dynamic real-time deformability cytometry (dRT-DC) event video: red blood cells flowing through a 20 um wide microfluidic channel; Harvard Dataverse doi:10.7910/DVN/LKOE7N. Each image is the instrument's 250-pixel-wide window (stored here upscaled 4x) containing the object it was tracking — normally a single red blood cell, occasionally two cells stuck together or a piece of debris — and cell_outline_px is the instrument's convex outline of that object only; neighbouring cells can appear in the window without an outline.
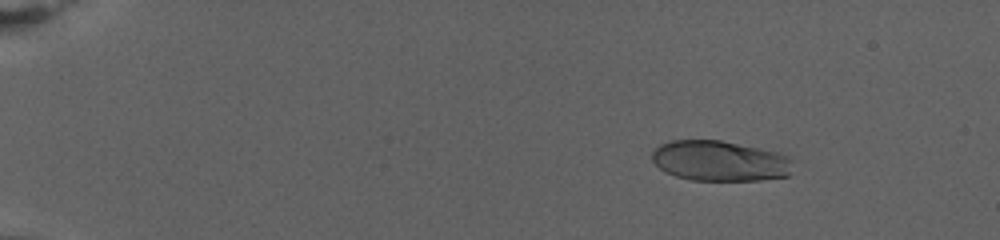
{"species": "human", "species_latin": "Homo sapiens", "temperature_condition": "warm", "stored_images_in_passage": 83, "camera_frame_rate_fps": 3000, "um_per_image_px": 0.085, "donor": {"sex": "female"}, "frame": {"image": 1, "passage_image": 13, "time_ms": 4.0, "image_size_px": [1000, 240], "cell_outline_px": [[792, 160], [788, 176], [760, 180], [692, 180], [676, 176], [664, 172], [652, 160], [652, 152], [660, 144], [672, 140], [720, 140], [776, 152], [788, 156]], "centroid_in_image_um": [61.15, 13.68], "position_along_channel_um": 23.8, "area_um2": 32.95}}
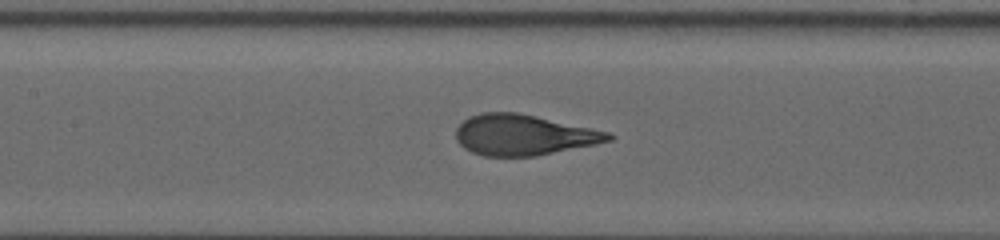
{"frame": {"image": 2, "passage_image": 43, "time_ms": 14.0, "image_size_px": [1000, 240], "cell_outline_px": [[616, 136], [612, 140], [596, 144], [536, 156], [484, 156], [472, 152], [464, 148], [456, 140], [456, 128], [468, 116], [480, 112], [516, 112], [536, 116], [592, 128], [608, 132]], "centroid_in_image_um": [44.49, 11.47], "position_along_channel_um": 162.9, "area_um2": 36.18}}
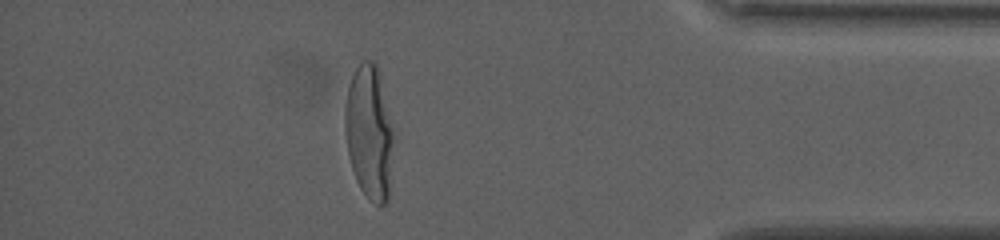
{"frame": {"image": 3, "passage_image": 74, "time_ms": 24.333, "image_size_px": [1000, 240], "cell_outline_px": [[396, 140], [388, 200], [380, 208], [368, 200], [360, 188], [356, 180], [352, 168], [348, 152], [344, 124], [344, 108], [348, 84], [356, 68], [364, 60], [372, 60], [376, 64], [396, 128]], "centroid_in_image_um": [31.44, 11.29], "position_along_channel_um": 403.8, "area_um2": 39.48}, "authors_computed_cell_mechanics": {"area_um2": 35.9516, "velocity_mm_per_s": 2.6079, "shape_relaxation_time_tau1_ms": 6.9588, "shape_relaxation_time_tau2_ms": null, "deformation_change_tau1": 0.2743, "deformation_change_tau2": null}}